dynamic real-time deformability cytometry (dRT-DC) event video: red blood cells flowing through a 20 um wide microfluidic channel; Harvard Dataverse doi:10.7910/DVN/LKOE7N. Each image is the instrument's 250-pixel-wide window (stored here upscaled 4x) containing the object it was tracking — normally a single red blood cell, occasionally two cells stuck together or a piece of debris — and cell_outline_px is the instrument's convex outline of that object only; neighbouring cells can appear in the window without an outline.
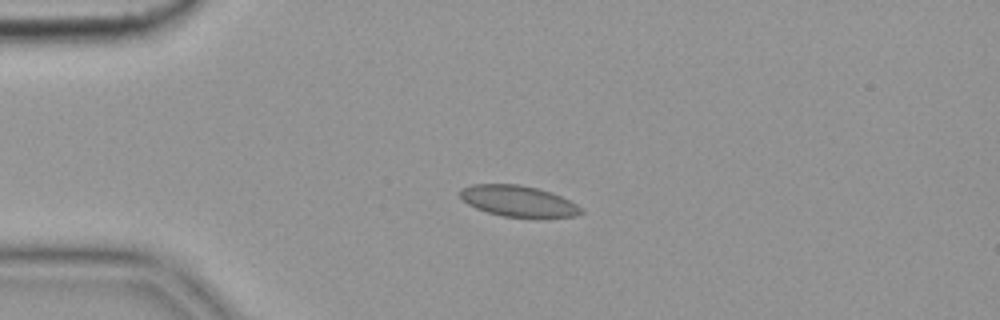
{"species": "common noctule bat (a hibernating species)", "species_latin": "Nyctalus noctula", "temperature_condition": "cold", "stored_images_in_passage": 5, "camera_frame_rate_fps": 3000, "um_per_image_px": 0.085, "animal": {"sex": "female", "body_mass_g": 19.9}, "frame": {"image": 1, "passage_image": 3, "time_ms": 0.667, "image_size_px": [1000, 320], "cell_outline_px": [[584, 212], [576, 216], [536, 220], [504, 216], [488, 212], [476, 208], [468, 204], [460, 196], [460, 192], [464, 188], [472, 184], [516, 184], [536, 188], [560, 196], [576, 204]], "centroid_in_image_um": [44.1, 17.14], "position_along_channel_um": 40.9, "area_um2": 22.14}}
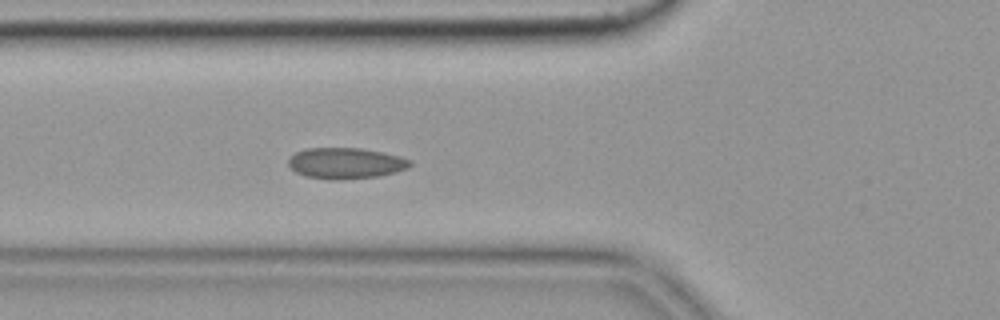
{"frame": {"image": 2, "passage_image": 5, "time_ms": 1.333, "image_size_px": [1000, 320], "cell_outline_px": [[412, 164], [408, 168], [396, 172], [376, 176], [340, 180], [332, 180], [304, 176], [296, 172], [288, 164], [288, 160], [296, 152], [304, 148], [360, 148], [400, 156], [412, 160]], "centroid_in_image_um": [29.38, 13.87], "position_along_channel_um": 96.4, "area_um2": 21.96}}